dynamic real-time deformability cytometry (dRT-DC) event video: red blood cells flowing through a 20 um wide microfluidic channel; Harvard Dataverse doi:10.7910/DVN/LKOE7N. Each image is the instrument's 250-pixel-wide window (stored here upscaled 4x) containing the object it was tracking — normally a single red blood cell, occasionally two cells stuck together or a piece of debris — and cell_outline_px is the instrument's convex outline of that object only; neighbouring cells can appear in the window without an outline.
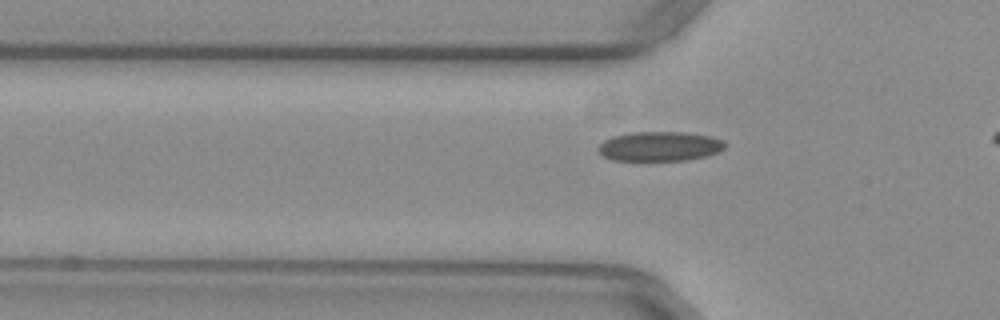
{"species": "common noctule bat (a hibernating species)", "species_latin": "Nyctalus noctula", "temperature_condition": "warm", "stored_images_in_passage": 37, "camera_frame_rate_fps": 3000, "um_per_image_px": 0.085, "animal": {"sex": "female", "body_mass_g": 29.2, "forearm_length_mm": 56.3}, "frame": {"image": 1, "passage_image": 11, "time_ms": 3.333, "image_size_px": [1000, 320], "cell_outline_px": [[728, 144], [720, 152], [688, 160], [612, 160], [604, 156], [596, 148], [604, 140], [612, 136], [628, 132], [688, 132], [712, 136], [724, 140]], "centroid_in_image_um": [56.11, 12.42], "position_along_channel_um": 69.7, "area_um2": 22.08}}
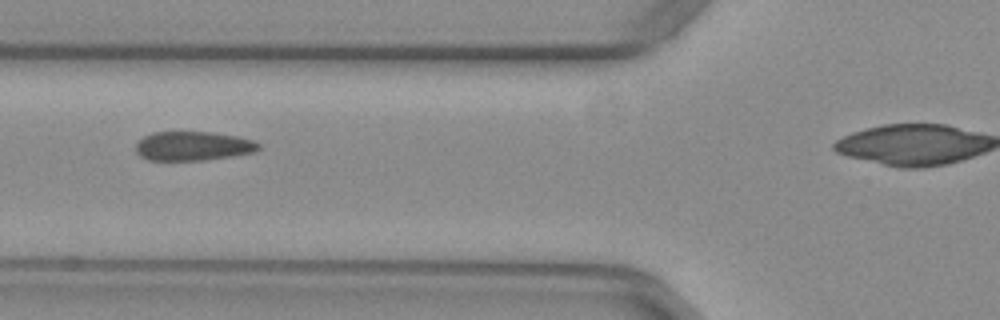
{"frame": {"image": 2, "passage_image": 14, "time_ms": 4.333, "image_size_px": [1000, 320], "cell_outline_px": [[260, 148], [256, 152], [232, 156], [204, 160], [148, 160], [140, 156], [136, 152], [136, 144], [144, 136], [152, 132], [212, 132], [236, 136], [252, 140], [260, 144]], "centroid_in_image_um": [16.41, 12.41], "position_along_channel_um": 109.4, "area_um2": 20.87}}
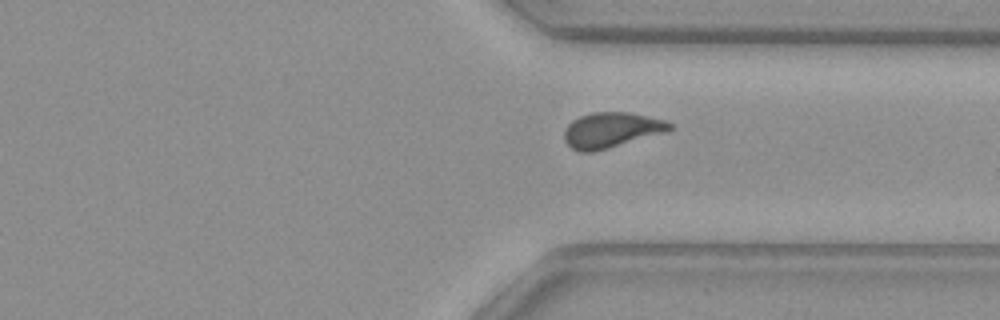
{"frame": {"image": 3, "passage_image": 33, "time_ms": 10.667, "image_size_px": [1000, 320], "cell_outline_px": [[672, 128], [664, 132], [608, 148], [592, 152], [580, 152], [572, 148], [564, 140], [564, 132], [568, 124], [572, 120], [580, 116], [592, 112], [628, 112], [648, 116], [664, 120], [672, 124]], "centroid_in_image_um": [51.92, 11.04], "position_along_channel_um": 359.5, "area_um2": 21.44}}